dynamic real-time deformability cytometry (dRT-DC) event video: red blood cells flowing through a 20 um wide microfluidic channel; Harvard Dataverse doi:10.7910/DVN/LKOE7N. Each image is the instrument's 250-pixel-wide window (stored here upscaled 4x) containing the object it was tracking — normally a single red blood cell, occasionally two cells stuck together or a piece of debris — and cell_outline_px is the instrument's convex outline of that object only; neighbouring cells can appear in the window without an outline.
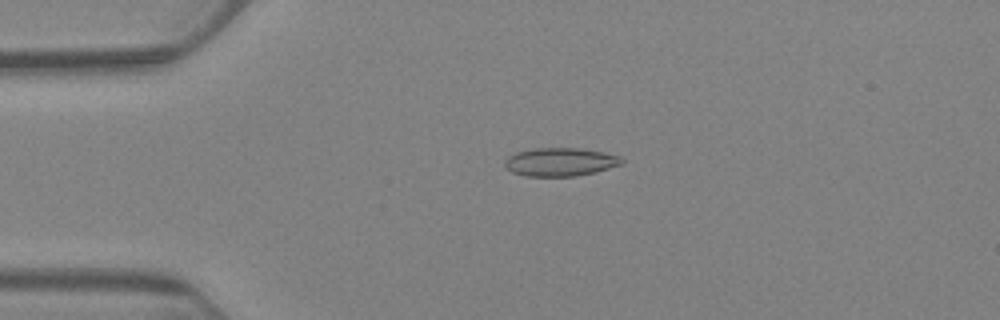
{"species": "Egyptian fruit bat (a non-hibernating species)", "species_latin": "Rousettus aegyptiacus", "temperature_condition": "warm", "stored_images_in_passage": 7, "camera_frame_rate_fps": 3000, "um_per_image_px": 0.085, "animal": {"sex": "female"}, "frame": {"image": 1, "passage_image": 5, "time_ms": 4.667, "image_size_px": [1000, 320], "cell_outline_px": [[624, 164], [596, 172], [576, 176], [524, 176], [512, 172], [504, 164], [504, 160], [508, 156], [516, 152], [532, 148], [580, 148], [604, 152], [620, 156], [624, 160]], "centroid_in_image_um": [47.64, 13.76], "position_along_channel_um": 37.4, "area_um2": 19.54}}
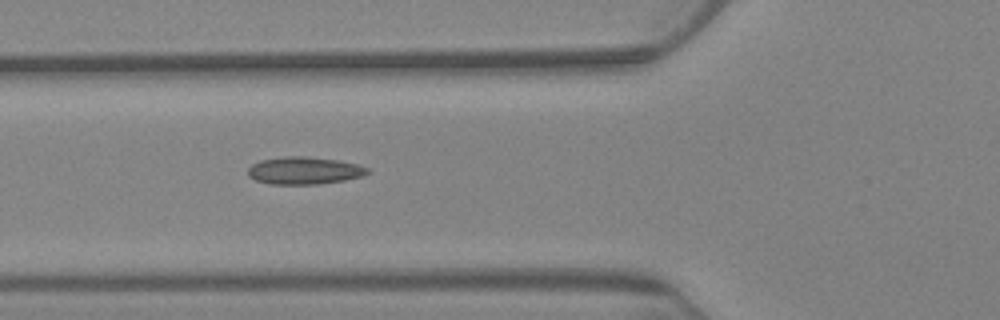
{"frame": {"image": 2, "passage_image": 7, "time_ms": 7.667, "image_size_px": [1000, 320], "cell_outline_px": [[368, 172], [360, 176], [344, 180], [320, 184], [268, 184], [256, 180], [248, 176], [248, 168], [252, 164], [260, 160], [284, 156], [308, 156], [340, 160], [356, 164], [368, 168]], "centroid_in_image_um": [25.82, 14.49], "position_along_channel_um": 100.0, "area_um2": 19.13}}